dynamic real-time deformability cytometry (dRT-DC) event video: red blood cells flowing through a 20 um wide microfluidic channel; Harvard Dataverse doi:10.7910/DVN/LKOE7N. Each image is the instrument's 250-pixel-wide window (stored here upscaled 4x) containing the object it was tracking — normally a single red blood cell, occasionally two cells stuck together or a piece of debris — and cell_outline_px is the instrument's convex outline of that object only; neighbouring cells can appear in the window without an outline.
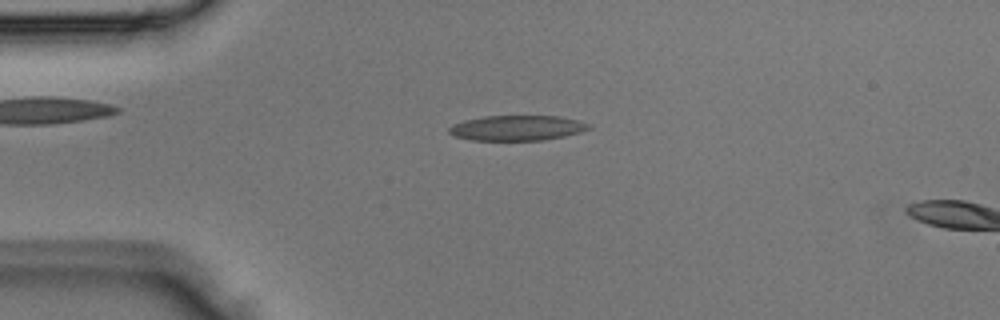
{"species": "Egyptian fruit bat (a non-hibernating species)", "species_latin": "Rousettus aegyptiacus", "temperature_condition": "room temperature", "stored_images_in_passage": 3, "segment_of_instrument_passage": [1, 2], "camera_frame_rate_fps": 3000, "um_per_image_px": 0.085, "animal": {"sex": "male"}, "frame": {"image": 1, "passage_image": 2, "time_ms": 0.333, "image_size_px": [1000, 320], "cell_outline_px": [[592, 128], [580, 132], [564, 136], [544, 140], [472, 140], [456, 136], [448, 132], [448, 128], [452, 124], [464, 120], [484, 116], [560, 116], [592, 124]], "centroid_in_image_um": [43.96, 10.87], "position_along_channel_um": 41.0, "area_um2": 20.52}}